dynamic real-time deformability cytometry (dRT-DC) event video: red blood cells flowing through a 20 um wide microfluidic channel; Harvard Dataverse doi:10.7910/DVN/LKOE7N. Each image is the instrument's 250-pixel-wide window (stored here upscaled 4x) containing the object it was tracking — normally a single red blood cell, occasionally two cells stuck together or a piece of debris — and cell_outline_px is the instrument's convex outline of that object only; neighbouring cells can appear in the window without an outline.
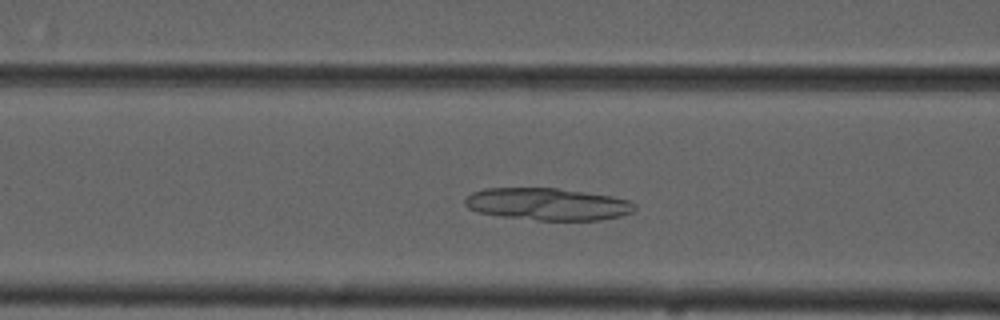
{"species": "common noctule bat (a hibernating species)", "species_latin": "Nyctalus noctula", "temperature_condition": "cold", "stored_images_in_passage": 48, "camera_frame_rate_fps": 3000, "um_per_image_px": 0.085, "animal": {"sex": "male", "forearm_length_mm": 52.5}, "frame": {"image": 1, "passage_image": 14, "time_ms": 4.333, "image_size_px": [1000, 320], "cell_outline_px": [[636, 208], [632, 212], [620, 216], [600, 220], [540, 220], [504, 216], [476, 212], [468, 208], [464, 204], [464, 200], [472, 192], [484, 188], [556, 188], [612, 196], [628, 200], [636, 204]], "centroid_in_image_um": [46.54, 17.35], "position_along_channel_um": 120.1, "area_um2": 31.73}}
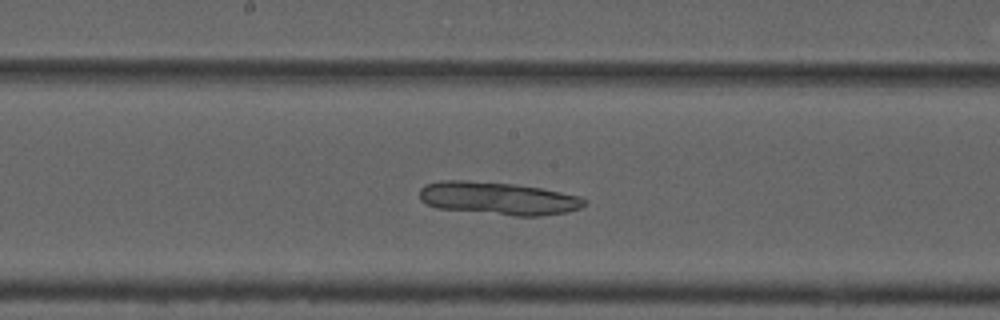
{"frame": {"image": 2, "passage_image": 21, "time_ms": 6.667, "image_size_px": [1000, 320], "cell_outline_px": [[588, 204], [580, 208], [564, 212], [540, 216], [516, 216], [436, 208], [420, 200], [420, 188], [424, 184], [440, 180], [464, 180], [512, 184], [540, 188], [580, 196], [588, 200]], "centroid_in_image_um": [42.34, 16.86], "position_along_channel_um": 205.9, "area_um2": 31.56}}
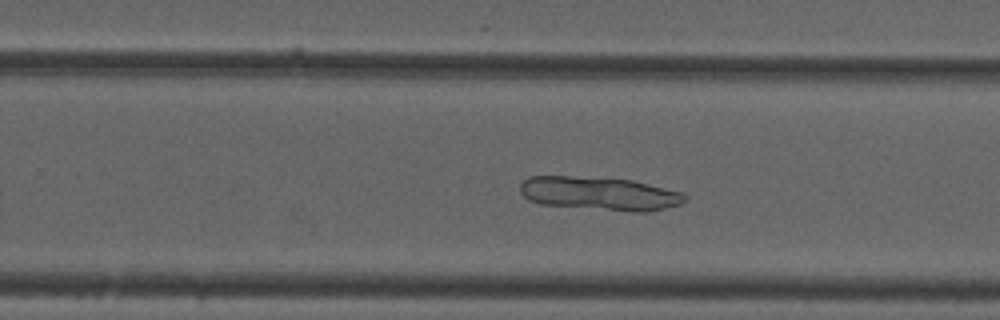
{"frame": {"image": 3, "passage_image": 27, "time_ms": 8.667, "image_size_px": [1000, 320], "cell_outline_px": [[688, 200], [680, 204], [648, 212], [632, 212], [540, 204], [528, 200], [520, 192], [520, 184], [528, 176], [572, 176], [632, 180], [684, 192], [688, 196]], "centroid_in_image_um": [50.98, 16.45], "position_along_channel_um": 278.8, "area_um2": 32.37}}